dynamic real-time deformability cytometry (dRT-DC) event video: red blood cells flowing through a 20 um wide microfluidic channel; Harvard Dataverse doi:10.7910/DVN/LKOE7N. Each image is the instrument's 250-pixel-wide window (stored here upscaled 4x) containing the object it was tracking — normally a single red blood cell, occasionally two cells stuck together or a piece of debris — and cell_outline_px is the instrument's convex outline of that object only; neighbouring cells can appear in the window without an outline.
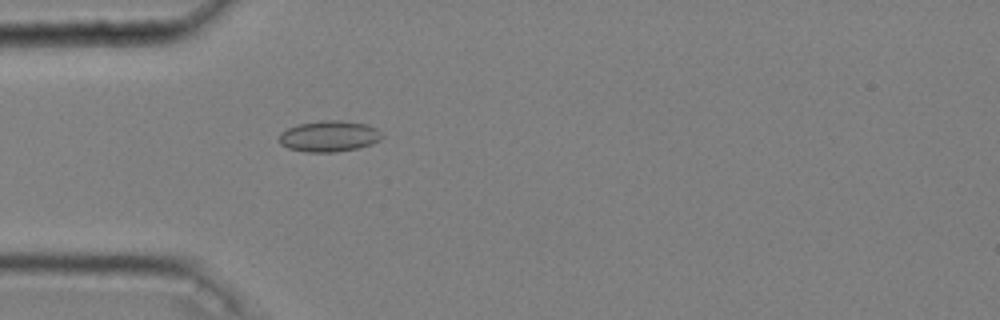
{"species": "common noctule bat (a hibernating species)", "species_latin": "Nyctalus noctula", "temperature_condition": "cold", "stored_images_in_passage": 41, "camera_frame_rate_fps": 3000, "um_per_image_px": 0.085, "animal": {"sex": "male", "body_mass_g": 20.4}, "frame": {"image": 1, "passage_image": 7, "time_ms": 2.0, "image_size_px": [1000, 320], "cell_outline_px": [[384, 136], [380, 140], [372, 144], [360, 148], [336, 152], [304, 152], [288, 148], [280, 144], [280, 132], [288, 128], [300, 124], [320, 120], [340, 120], [368, 124], [376, 128]], "centroid_in_image_um": [28.0, 11.58], "position_along_channel_um": 57.0, "area_um2": 18.79}}
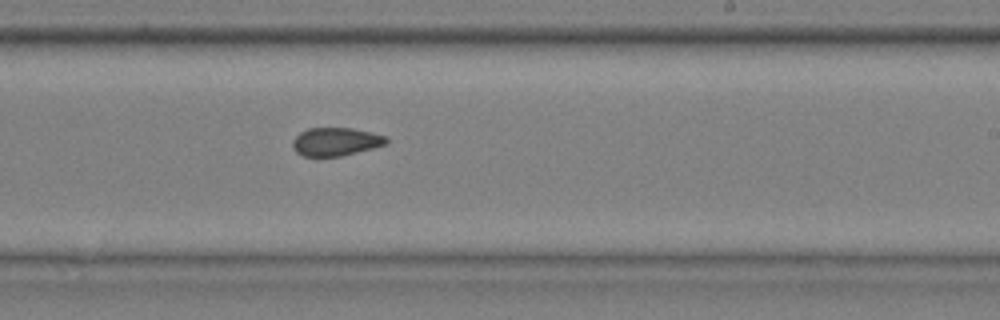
{"frame": {"image": 2, "passage_image": 24, "time_ms": 7.667, "image_size_px": [1000, 320], "cell_outline_px": [[388, 144], [340, 156], [304, 156], [296, 152], [292, 144], [292, 140], [300, 132], [308, 128], [352, 128], [372, 132], [384, 136], [388, 140]], "centroid_in_image_um": [28.53, 12.03], "position_along_channel_um": 260.5, "area_um2": 15.32}}
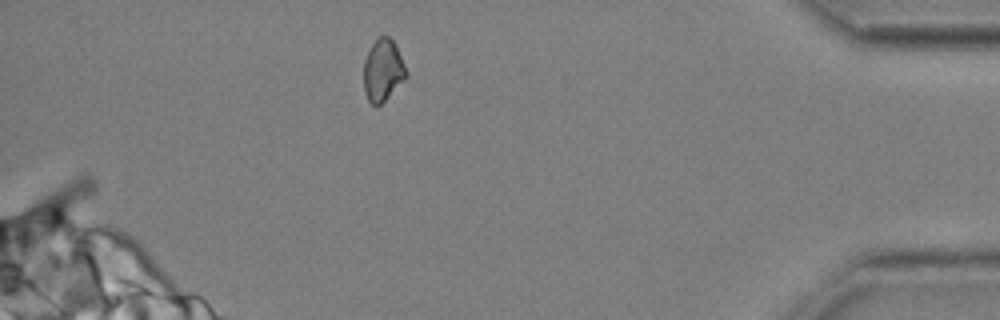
{"frame": {"image": 3, "passage_image": 39, "time_ms": 12.667, "image_size_px": [1000, 320], "cell_outline_px": [[408, 76], [376, 108], [368, 100], [364, 92], [364, 60], [372, 44], [380, 36], [388, 36], [396, 44], [408, 72]], "centroid_in_image_um": [32.55, 5.97], "position_along_channel_um": 402.6, "area_um2": 15.32}, "authors_computed_cell_mechanics": {"area_um2": 15.9528, "velocity_mm_per_s": 3.6569, "shape_relaxation_time_tau1_ms": null, "shape_relaxation_time_tau2_ms": 2.2275, "deformation_change_tau1": null, "deformation_change_tau2": 0.0668}}